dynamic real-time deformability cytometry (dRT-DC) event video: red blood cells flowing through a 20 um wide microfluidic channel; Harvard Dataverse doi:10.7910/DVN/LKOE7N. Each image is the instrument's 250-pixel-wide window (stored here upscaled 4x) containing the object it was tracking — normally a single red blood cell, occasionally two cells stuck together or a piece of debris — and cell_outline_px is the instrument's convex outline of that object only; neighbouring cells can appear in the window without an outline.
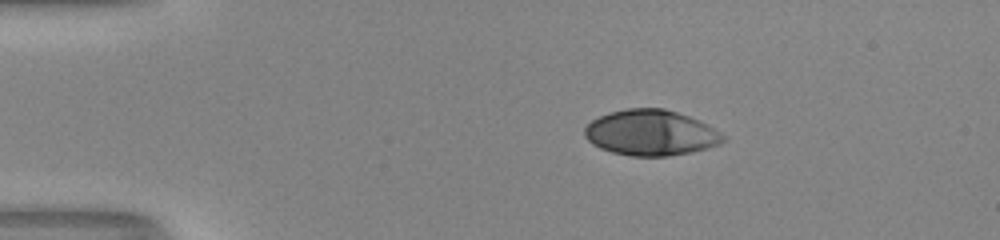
{"species": "human", "species_latin": "Homo sapiens", "temperature_condition": "room temperature", "stored_images_in_passage": 43, "camera_frame_rate_fps": 3000, "um_per_image_px": 0.085, "donor": {"sex": "male"}, "frame": {"image": 1, "passage_image": 1, "time_ms": 0.0, "image_size_px": [1000, 240], "cell_outline_px": [[728, 140], [720, 144], [708, 148], [692, 152], [668, 156], [632, 156], [612, 152], [600, 148], [592, 144], [584, 136], [584, 128], [592, 120], [600, 116], [624, 108], [664, 108], [700, 120], [708, 124], [720, 132]], "centroid_in_image_um": [55.34, 11.29], "position_along_channel_um": 29.7, "area_um2": 36.99}}
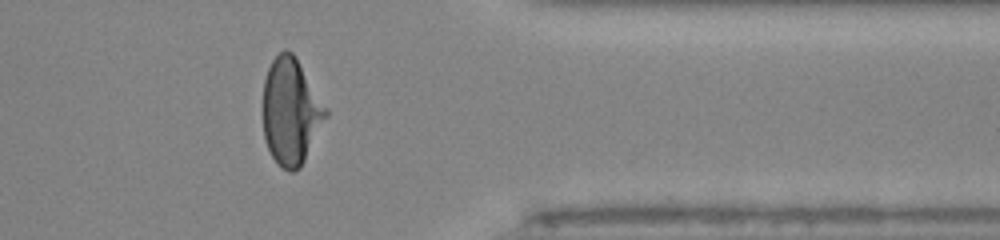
{"frame": {"image": 2, "passage_image": 34, "time_ms": 11.0, "image_size_px": [1000, 240], "cell_outline_px": [[328, 116], [300, 168], [292, 172], [288, 172], [272, 156], [264, 140], [264, 80], [268, 68], [272, 60], [284, 48], [292, 52], [296, 56], [328, 108]], "centroid_in_image_um": [24.75, 9.45], "position_along_channel_um": 386.7, "area_um2": 38.96}}
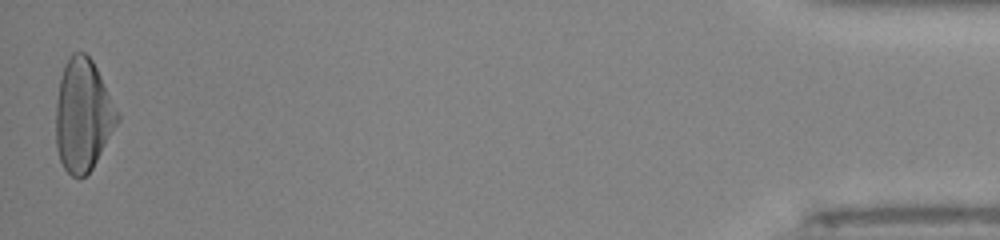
{"frame": {"image": 3, "passage_image": 43, "time_ms": 14.0, "image_size_px": [1000, 240], "cell_outline_px": [[120, 120], [92, 168], [80, 180], [72, 176], [64, 168], [60, 160], [56, 148], [56, 100], [60, 80], [64, 64], [68, 56], [72, 52], [84, 52], [92, 60], [120, 112]], "centroid_in_image_um": [7.06, 9.79], "position_along_channel_um": 428.1, "area_um2": 40.52}, "authors_computed_cell_mechanics": {"area_um2": 38.148, "velocity_mm_per_s": 4.0101, "shape_relaxation_time_tau1_ms": 3.9305, "shape_relaxation_time_tau2_ms": null, "deformation_change_tau1": 0.235, "deformation_change_tau2": null}}